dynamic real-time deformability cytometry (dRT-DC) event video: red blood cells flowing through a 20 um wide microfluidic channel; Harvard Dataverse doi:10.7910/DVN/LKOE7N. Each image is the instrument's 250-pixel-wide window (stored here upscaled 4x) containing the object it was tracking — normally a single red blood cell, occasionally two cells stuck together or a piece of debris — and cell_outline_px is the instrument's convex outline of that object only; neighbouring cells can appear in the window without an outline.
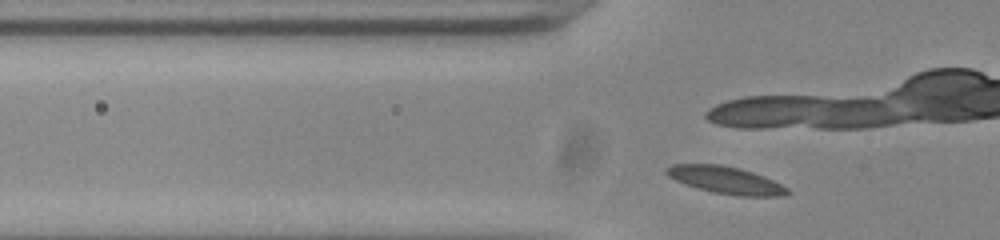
{"species": "common noctule bat (a hibernating species)", "species_latin": "Nyctalus noctula", "temperature_condition": "room temperature", "stored_images_in_passage": 16, "camera_frame_rate_fps": 3000, "um_per_image_px": 0.085, "animal": {"sex": "male", "body_mass_g": 20.0, "forearm_length_mm": 53.3}, "frame": {"image": 1, "passage_image": 13, "time_ms": 4.0, "image_size_px": [1000, 240], "cell_outline_px": [[792, 192], [784, 196], [740, 196], [712, 192], [684, 184], [668, 176], [664, 172], [664, 168], [672, 164], [720, 164], [740, 168], [764, 176], [788, 188]], "centroid_in_image_um": [61.68, 15.3], "position_along_channel_um": 64.1, "area_um2": 19.31}}